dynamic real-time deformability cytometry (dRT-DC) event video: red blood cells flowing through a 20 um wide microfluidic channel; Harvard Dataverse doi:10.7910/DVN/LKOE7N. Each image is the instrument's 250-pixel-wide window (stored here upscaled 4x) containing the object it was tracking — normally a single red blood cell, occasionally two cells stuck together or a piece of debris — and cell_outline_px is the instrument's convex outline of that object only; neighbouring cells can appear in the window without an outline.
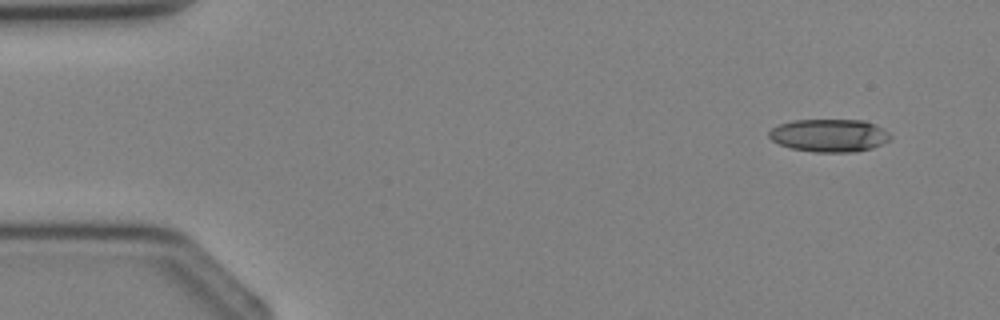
{"species": "Egyptian fruit bat (a non-hibernating species)", "species_latin": "Rousettus aegyptiacus", "temperature_condition": "cold", "stored_images_in_passage": 4, "segment_of_instrument_passage": [2, 2], "camera_frame_rate_fps": 3000, "um_per_image_px": 0.085, "animal": {"sex": "female"}, "frame": {"image": 1, "passage_image": 4, "time_ms": 3.333, "image_size_px": [1000, 320], "cell_outline_px": [[892, 136], [888, 140], [872, 148], [856, 152], [812, 152], [792, 148], [780, 144], [772, 140], [768, 136], [768, 132], [772, 128], [780, 124], [792, 120], [864, 120], [876, 124]], "centroid_in_image_um": [70.48, 11.51], "position_along_channel_um": 14.5, "area_um2": 23.18}}